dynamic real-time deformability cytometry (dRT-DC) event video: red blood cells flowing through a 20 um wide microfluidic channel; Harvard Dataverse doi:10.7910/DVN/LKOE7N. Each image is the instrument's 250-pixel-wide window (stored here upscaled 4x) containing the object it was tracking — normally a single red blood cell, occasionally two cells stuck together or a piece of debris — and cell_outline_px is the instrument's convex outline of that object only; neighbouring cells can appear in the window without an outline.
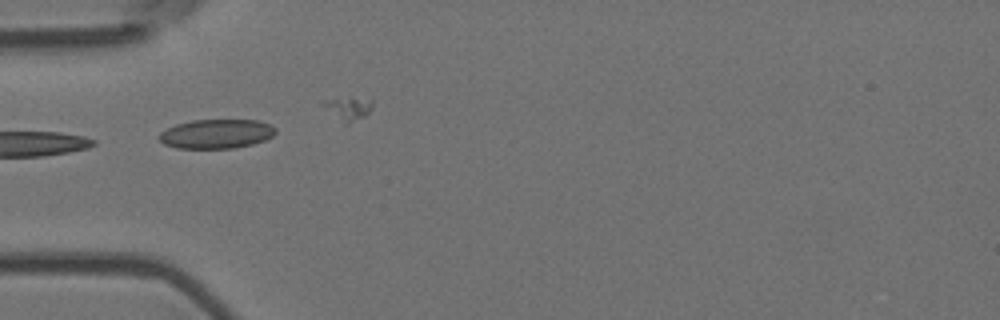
{"species": "Egyptian fruit bat (a non-hibernating species)", "species_latin": "Rousettus aegyptiacus", "temperature_condition": "room temperature", "stored_images_in_passage": 8, "camera_frame_rate_fps": 3000, "um_per_image_px": 0.085, "animal": {"sex": "female"}, "frame": {"image": 1, "passage_image": 4, "time_ms": 1.0, "image_size_px": [1000, 320], "cell_outline_px": [[276, 132], [272, 136], [264, 140], [252, 144], [232, 148], [176, 148], [164, 144], [156, 136], [160, 132], [176, 124], [192, 120], [260, 120], [276, 128]], "centroid_in_image_um": [18.37, 11.37], "position_along_channel_um": 66.6, "area_um2": 19.83}}
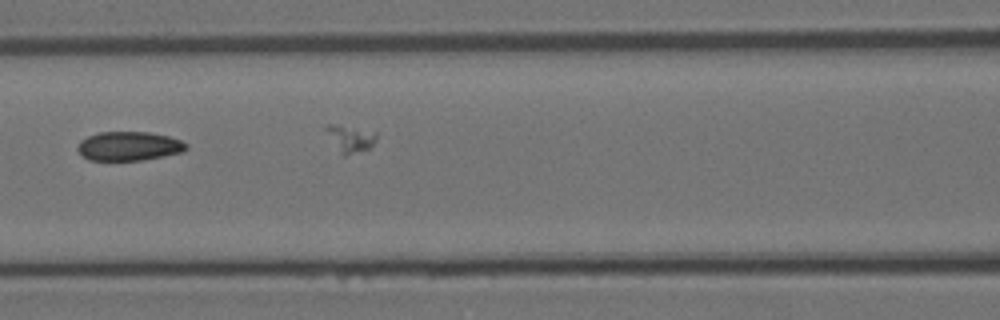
{"frame": {"image": 2, "passage_image": 6, "time_ms": 1.667, "image_size_px": [1000, 320], "cell_outline_px": [[188, 148], [184, 152], [164, 156], [140, 160], [88, 160], [80, 156], [76, 148], [80, 140], [88, 136], [100, 132], [148, 132], [168, 136], [180, 140], [188, 144]], "centroid_in_image_um": [10.94, 12.42], "position_along_channel_um": 155.7, "area_um2": 18.55}}
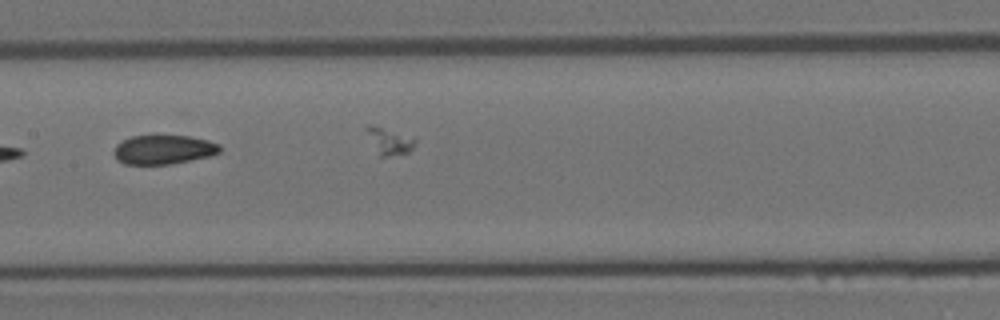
{"frame": {"image": 3, "passage_image": 7, "time_ms": 2.0, "image_size_px": [1000, 320], "cell_outline_px": [[220, 152], [212, 156], [172, 164], [124, 164], [116, 160], [112, 152], [116, 144], [120, 140], [132, 136], [156, 132], [188, 136], [208, 140], [220, 144]], "centroid_in_image_um": [13.86, 12.67], "position_along_channel_um": 193.5, "area_um2": 19.07}}